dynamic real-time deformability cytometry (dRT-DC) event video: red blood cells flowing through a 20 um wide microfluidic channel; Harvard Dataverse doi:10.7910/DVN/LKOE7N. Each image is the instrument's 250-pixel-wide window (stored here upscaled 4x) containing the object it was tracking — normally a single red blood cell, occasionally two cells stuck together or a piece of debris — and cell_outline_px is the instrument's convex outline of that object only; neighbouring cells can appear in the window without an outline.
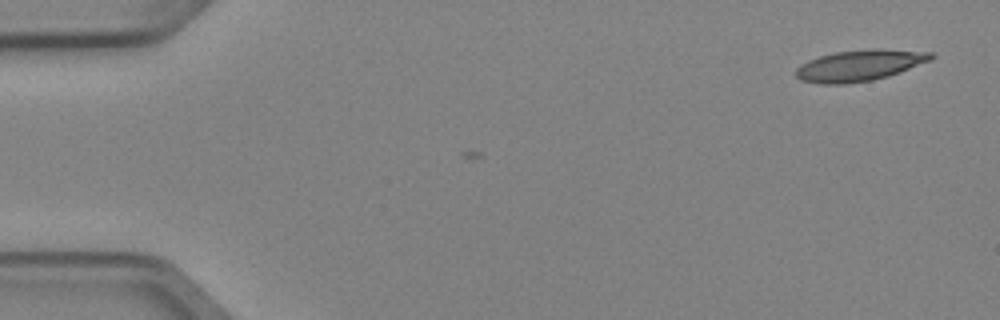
{"species": "Egyptian fruit bat (a non-hibernating species)", "species_latin": "Rousettus aegyptiacus", "temperature_condition": "cold", "stored_images_in_passage": 3, "camera_frame_rate_fps": 3000, "um_per_image_px": 0.085, "animal": {"sex": "female"}, "frame": {"image": 1, "passage_image": 3, "time_ms": 0.667, "image_size_px": [1000, 320], "cell_outline_px": [[936, 56], [932, 60], [900, 72], [888, 76], [872, 80], [844, 84], [820, 84], [800, 80], [796, 76], [796, 68], [800, 64], [808, 60], [820, 56], [836, 52], [872, 48], [884, 48], [932, 52]], "centroid_in_image_um": [73.09, 5.55], "position_along_channel_um": 11.9, "area_um2": 24.8}}